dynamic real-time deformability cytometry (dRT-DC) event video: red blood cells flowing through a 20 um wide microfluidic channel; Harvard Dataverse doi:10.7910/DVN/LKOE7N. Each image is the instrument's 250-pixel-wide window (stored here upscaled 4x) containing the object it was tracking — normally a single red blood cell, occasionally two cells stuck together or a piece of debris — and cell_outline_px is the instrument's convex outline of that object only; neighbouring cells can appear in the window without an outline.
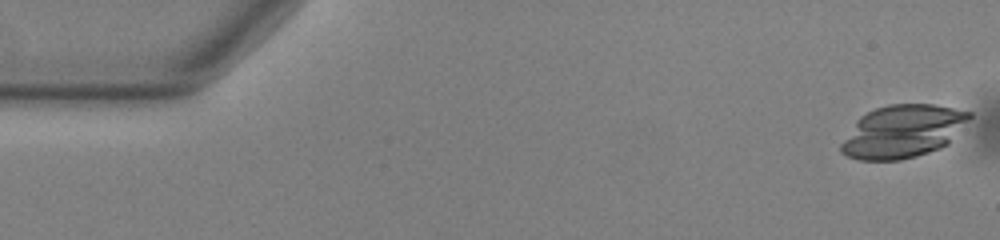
{"species": "common noctule bat (a hibernating species)", "species_latin": "Nyctalus noctula", "temperature_condition": "warm", "stored_images_in_passage": 53, "camera_frame_rate_fps": 3000, "um_per_image_px": 0.085, "animal": {"sex": "male", "body_mass_g": 13.0, "forearm_length_mm": 53.1}, "frame": {"image": 1, "passage_image": 1, "time_ms": 0.0, "image_size_px": [1000, 240], "cell_outline_px": [[972, 116], [948, 144], [940, 148], [916, 156], [900, 160], [860, 160], [848, 156], [840, 152], [840, 144], [856, 120], [860, 116], [876, 108], [888, 104], [936, 104], [972, 112]], "centroid_in_image_um": [76.73, 11.16], "position_along_channel_um": 8.3, "area_um2": 39.48}}